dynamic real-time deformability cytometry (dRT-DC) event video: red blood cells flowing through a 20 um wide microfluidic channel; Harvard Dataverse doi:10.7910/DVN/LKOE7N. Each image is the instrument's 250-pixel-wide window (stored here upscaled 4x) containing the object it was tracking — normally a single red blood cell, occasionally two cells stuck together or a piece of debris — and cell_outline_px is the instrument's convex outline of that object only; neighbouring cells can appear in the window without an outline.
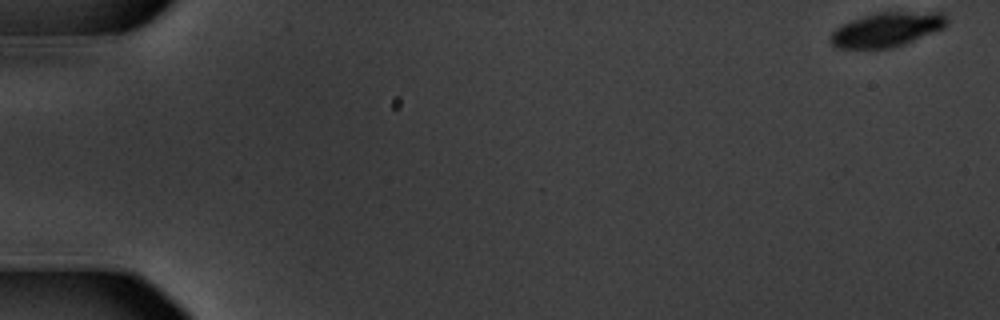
{"species": "common noctule bat (a hibernating species)", "species_latin": "Nyctalus noctula", "temperature_condition": "warm", "stored_images_in_passage": 14, "camera_frame_rate_fps": 3000, "um_per_image_px": 0.085, "animal": {"sex": "male", "body_mass_g": 20.1, "forearm_length_mm": 53.5}, "frame": {"image": 1, "passage_image": 1, "time_ms": 0.0, "image_size_px": [1000, 320], "cell_outline_px": [[948, 24], [944, 28], [892, 48], [836, 48], [828, 40], [828, 36], [840, 24], [876, 12], [940, 12], [948, 20]], "centroid_in_image_um": [75.33, 2.51], "position_along_channel_um": 9.7, "area_um2": 23.24}}